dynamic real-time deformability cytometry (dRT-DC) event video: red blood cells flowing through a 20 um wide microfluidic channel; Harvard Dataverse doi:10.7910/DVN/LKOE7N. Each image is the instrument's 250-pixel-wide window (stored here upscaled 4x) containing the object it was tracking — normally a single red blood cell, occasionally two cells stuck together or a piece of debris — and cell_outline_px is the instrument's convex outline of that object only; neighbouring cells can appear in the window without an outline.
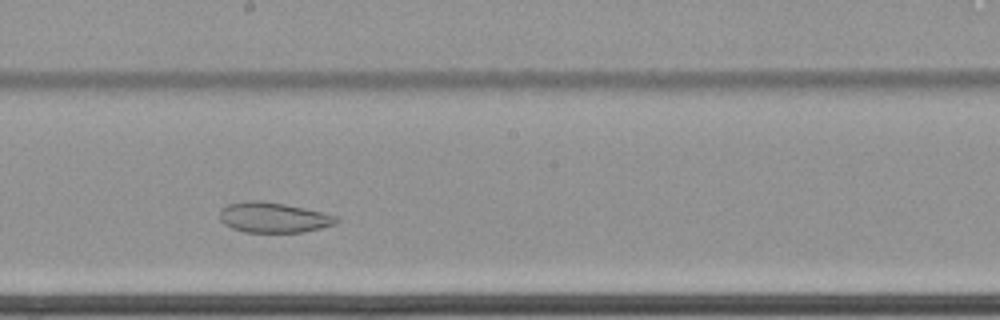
{"species": "common noctule bat (a hibernating species)", "species_latin": "Nyctalus noctula", "temperature_condition": "cold", "stored_images_in_passage": 42, "camera_frame_rate_fps": 3000, "um_per_image_px": 0.085, "animal": {"sex": "female", "body_mass_g": 22.7, "forearm_length_mm": 54.2}, "frame": {"image": 1, "passage_image": 24, "time_ms": 7.667, "image_size_px": [1000, 320], "cell_outline_px": [[340, 220], [336, 224], [304, 232], [244, 232], [232, 228], [224, 224], [220, 220], [220, 208], [228, 204], [244, 200], [260, 200], [284, 204], [324, 212], [336, 216]], "centroid_in_image_um": [23.23, 18.48], "position_along_channel_um": 225.0, "area_um2": 20.75}}
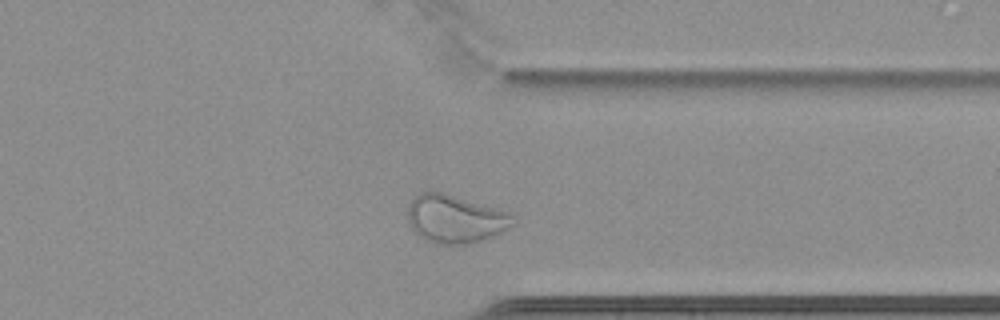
{"frame": {"image": 2, "passage_image": 37, "time_ms": 12.0, "image_size_px": [1000, 320], "cell_outline_px": [[520, 220], [516, 224], [496, 236], [484, 240], [468, 244], [436, 244], [424, 240], [408, 224], [408, 204], [412, 196], [420, 192], [440, 192], [512, 212]], "centroid_in_image_um": [38.75, 18.62], "position_along_channel_um": 372.6, "area_um2": 30.17}, "authors_computed_cell_mechanics": {"area_um2": 26.1256, "velocity_mm_per_s": 3.3966, "shape_relaxation_time_tau1_ms": null, "shape_relaxation_time_tau2_ms": 2.06, "deformation_change_tau1": null, "deformation_change_tau2": 0.0599}}